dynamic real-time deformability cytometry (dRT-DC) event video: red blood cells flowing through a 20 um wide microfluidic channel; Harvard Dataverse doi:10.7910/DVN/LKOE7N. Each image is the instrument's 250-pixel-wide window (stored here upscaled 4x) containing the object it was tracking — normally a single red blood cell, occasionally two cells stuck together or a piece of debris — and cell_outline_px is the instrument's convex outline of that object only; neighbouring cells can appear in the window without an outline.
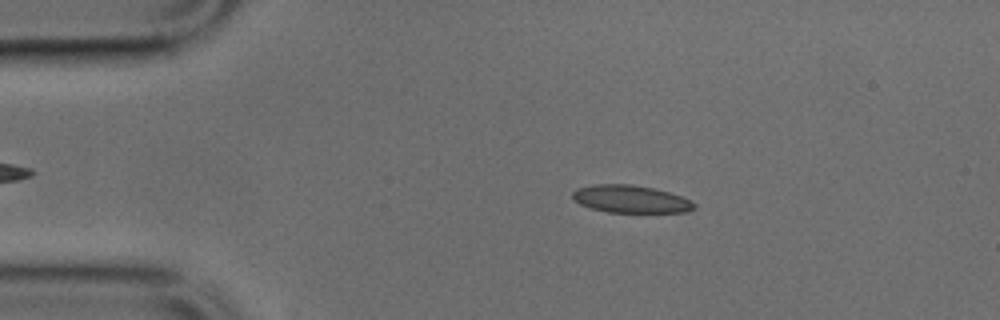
{"species": "common noctule bat (a hibernating species)", "species_latin": "Nyctalus noctula", "temperature_condition": "cold", "stored_images_in_passage": 10, "camera_frame_rate_fps": 3000, "um_per_image_px": 0.085, "animal": {"sex": "male", "body_mass_g": 17.9, "forearm_length_mm": 54.2}, "frame": {"image": 1, "passage_image": 8, "time_ms": 2.333, "image_size_px": [1000, 320], "cell_outline_px": [[696, 208], [688, 212], [608, 212], [592, 208], [580, 204], [572, 200], [572, 192], [576, 188], [596, 184], [632, 184], [652, 188], [668, 192], [692, 200], [696, 204]], "centroid_in_image_um": [53.6, 16.92], "position_along_channel_um": 31.4, "area_um2": 19.59}}